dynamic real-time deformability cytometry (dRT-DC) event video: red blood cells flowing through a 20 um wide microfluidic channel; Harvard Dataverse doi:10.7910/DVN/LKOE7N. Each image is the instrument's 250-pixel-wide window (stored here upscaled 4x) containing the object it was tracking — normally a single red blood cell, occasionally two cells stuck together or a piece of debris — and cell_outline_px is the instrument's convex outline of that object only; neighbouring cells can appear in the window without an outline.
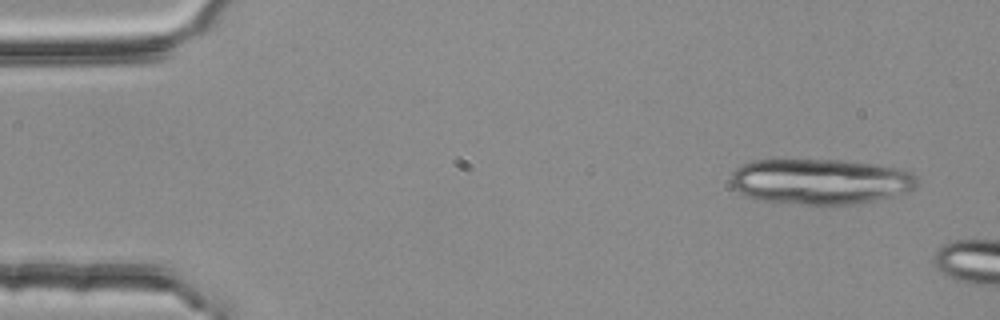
{"species": "common noctule bat (a hibernating species)", "species_latin": "Nyctalus noctula", "temperature_condition": "room temperature", "stored_images_in_passage": 4, "camera_frame_rate_fps": 3000, "um_per_image_px": 0.085, "animal": {"sex": "female", "body_mass_g": 25.1}, "frame": {"image": 1, "passage_image": 1, "time_ms": 0.0, "image_size_px": [1000, 320], "cell_outline_px": [[916, 188], [908, 192], [876, 200], [852, 204], [820, 208], [764, 200], [748, 196], [732, 188], [732, 172], [736, 168], [752, 160], [840, 160], [872, 164], [900, 168], [912, 172], [916, 176]], "centroid_in_image_um": [69.75, 15.46], "position_along_channel_um": 15.3, "area_um2": 50.17}}